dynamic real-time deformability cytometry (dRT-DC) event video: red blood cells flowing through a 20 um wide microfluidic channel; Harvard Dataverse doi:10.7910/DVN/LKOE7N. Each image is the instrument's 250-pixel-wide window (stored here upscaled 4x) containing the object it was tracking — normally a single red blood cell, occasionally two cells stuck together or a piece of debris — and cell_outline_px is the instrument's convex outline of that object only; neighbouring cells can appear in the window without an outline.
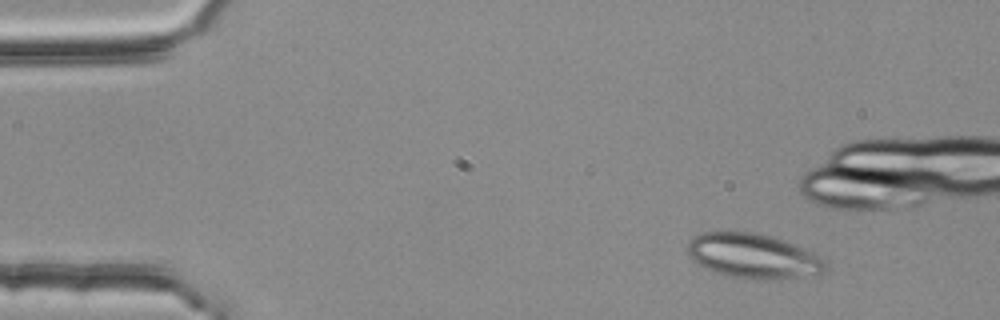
{"species": "common noctule bat (a hibernating species)", "species_latin": "Nyctalus noctula", "temperature_condition": "room temperature", "stored_images_in_passage": 5, "camera_frame_rate_fps": 3000, "um_per_image_px": 0.085, "animal": {"sex": "female", "body_mass_g": 25.1}, "frame": {"image": 1, "passage_image": 1, "time_ms": 0.0, "image_size_px": [1000, 320], "cell_outline_px": [[828, 268], [820, 276], [764, 280], [756, 280], [728, 276], [712, 272], [692, 260], [684, 248], [688, 240], [704, 232], [752, 232], [768, 236], [792, 244], [812, 252], [828, 260]], "centroid_in_image_um": [64.05, 21.8], "position_along_channel_um": 21.0, "area_um2": 36.53}}